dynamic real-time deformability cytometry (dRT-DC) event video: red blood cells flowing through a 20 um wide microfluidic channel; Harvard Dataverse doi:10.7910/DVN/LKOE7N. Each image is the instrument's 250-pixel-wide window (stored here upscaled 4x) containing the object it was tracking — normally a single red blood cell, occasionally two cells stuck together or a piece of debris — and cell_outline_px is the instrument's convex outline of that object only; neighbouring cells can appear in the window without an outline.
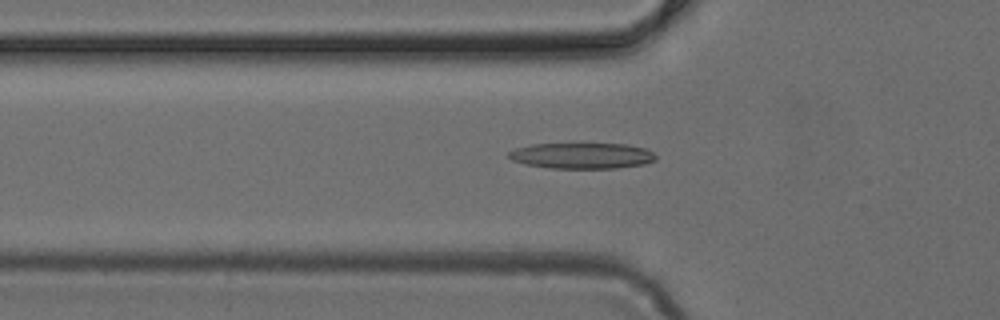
{"species": "common noctule bat (a hibernating species)", "species_latin": "Nyctalus noctula", "temperature_condition": "cold", "stored_images_in_passage": 44, "camera_frame_rate_fps": 3000, "um_per_image_px": 0.085, "animal": {"sex": "female", "body_mass_g": 24.6, "forearm_length_mm": 56.2}, "frame": {"image": 1, "passage_image": 12, "time_ms": 3.667, "image_size_px": [1000, 320], "cell_outline_px": [[656, 160], [644, 164], [616, 168], [552, 168], [524, 164], [512, 160], [508, 156], [508, 152], [516, 148], [532, 144], [628, 144], [644, 148], [652, 152], [656, 156]], "centroid_in_image_um": [49.46, 13.23], "position_along_channel_um": 76.3, "area_um2": 22.08}}
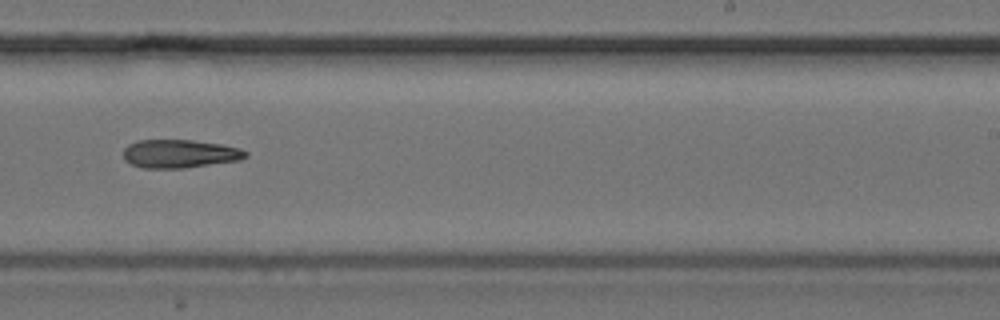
{"frame": {"image": 2, "passage_image": 26, "time_ms": 8.333, "image_size_px": [1000, 320], "cell_outline_px": [[248, 156], [240, 160], [184, 168], [140, 168], [124, 160], [124, 148], [128, 144], [136, 140], [192, 140], [220, 144], [240, 148], [248, 152]], "centroid_in_image_um": [15.26, 13.07], "position_along_channel_um": 273.7, "area_um2": 20.29}}
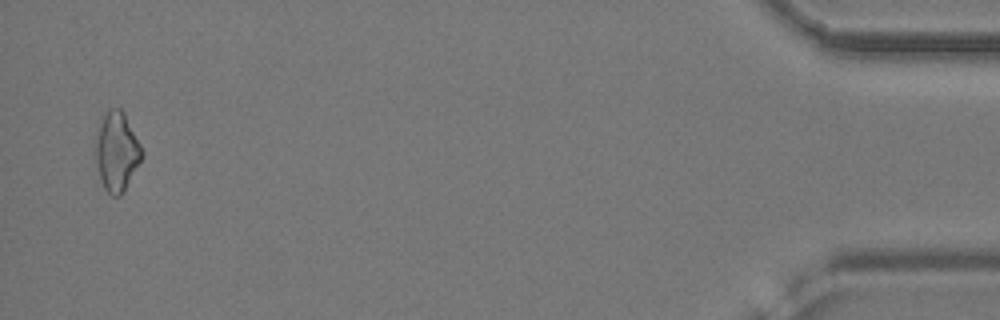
{"frame": {"image": 3, "passage_image": 43, "time_ms": 14.0, "image_size_px": [1000, 320], "cell_outline_px": [[144, 156], [124, 192], [120, 196], [112, 196], [104, 188], [100, 176], [92, 144], [96, 128], [108, 108], [120, 108], [124, 112], [144, 152]], "centroid_in_image_um": [9.9, 12.86], "position_along_channel_um": 425.3, "area_um2": 21.91}}